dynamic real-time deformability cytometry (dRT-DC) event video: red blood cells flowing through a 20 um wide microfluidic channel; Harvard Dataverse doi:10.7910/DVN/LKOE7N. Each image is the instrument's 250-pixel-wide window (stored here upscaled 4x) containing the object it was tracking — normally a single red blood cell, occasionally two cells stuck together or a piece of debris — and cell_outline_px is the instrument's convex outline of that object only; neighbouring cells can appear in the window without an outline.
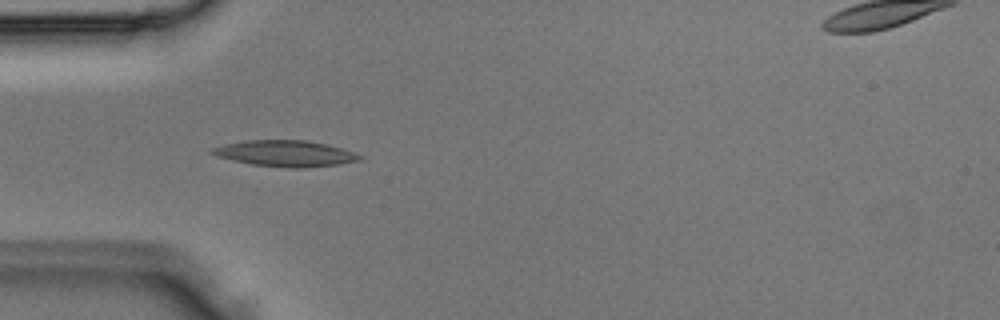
{"species": "Egyptian fruit bat (a non-hibernating species)", "species_latin": "Rousettus aegyptiacus", "temperature_condition": "room temperature", "stored_images_in_passage": 1, "camera_frame_rate_fps": 3000, "um_per_image_px": 0.085, "animal": {"sex": "male"}, "frame": {"image": 1, "passage_image": 1, "time_ms": 0.0, "image_size_px": [1000, 320], "cell_outline_px": [[364, 156], [360, 160], [336, 164], [300, 168], [288, 168], [252, 164], [232, 160], [216, 156], [208, 152], [212, 148], [224, 144], [244, 140], [308, 140], [356, 152]], "centroid_in_image_um": [24.22, 13.04], "position_along_channel_um": 60.8, "area_um2": 22.37}}